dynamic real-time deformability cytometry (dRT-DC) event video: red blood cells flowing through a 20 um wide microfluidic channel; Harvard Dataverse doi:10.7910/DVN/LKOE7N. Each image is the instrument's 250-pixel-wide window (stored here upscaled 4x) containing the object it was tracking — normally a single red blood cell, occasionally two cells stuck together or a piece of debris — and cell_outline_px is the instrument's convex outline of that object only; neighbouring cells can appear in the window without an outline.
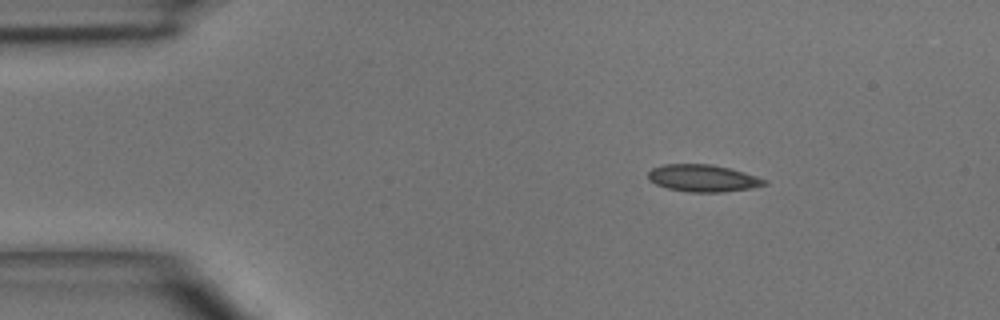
{"species": "common noctule bat (a hibernating species)", "species_latin": "Nyctalus noctula", "temperature_condition": "room temperature", "stored_images_in_passage": 6, "camera_frame_rate_fps": 3000, "um_per_image_px": 0.085, "animal": {"sex": "male", "body_mass_g": 15.6}, "frame": {"image": 1, "passage_image": 1, "time_ms": 0.0, "image_size_px": [1000, 320], "cell_outline_px": [[768, 184], [752, 188], [724, 192], [688, 192], [668, 188], [656, 184], [648, 180], [648, 172], [652, 168], [664, 164], [708, 164], [728, 168], [744, 172], [768, 180]], "centroid_in_image_um": [59.76, 15.15], "position_along_channel_um": 25.2, "area_um2": 18.38}}
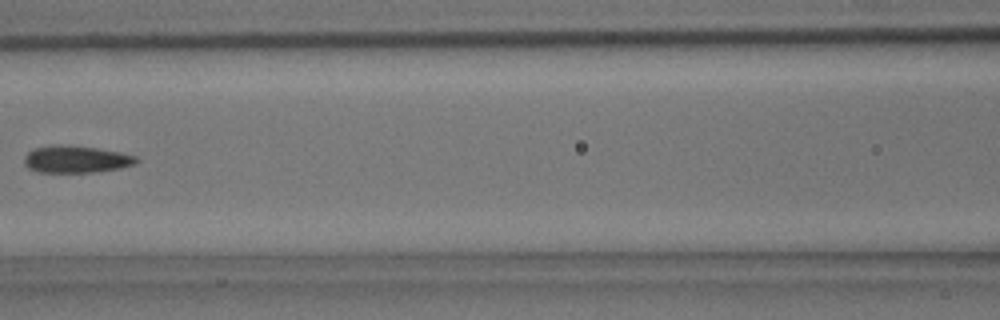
{"frame": {"image": 2, "passage_image": 5, "time_ms": 4.667, "image_size_px": [1000, 320], "cell_outline_px": [[140, 160], [136, 164], [120, 168], [92, 172], [40, 172], [28, 168], [24, 164], [24, 156], [32, 148], [52, 144], [60, 144], [100, 148], [120, 152], [136, 156]], "centroid_in_image_um": [6.46, 13.52], "position_along_channel_um": 160.1, "area_um2": 17.98}}
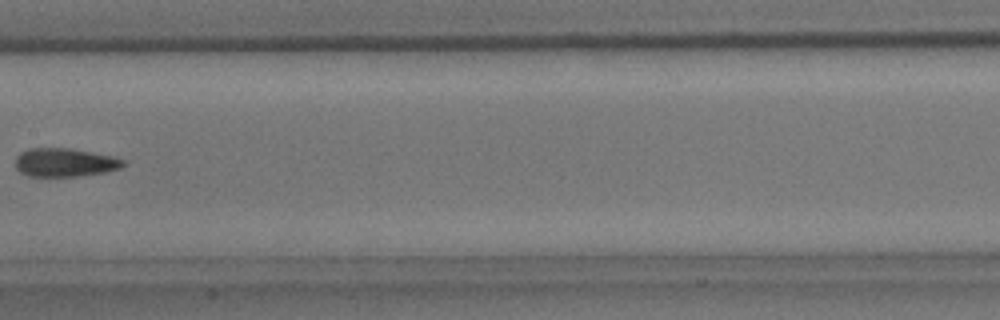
{"frame": {"image": 3, "passage_image": 6, "time_ms": 5.667, "image_size_px": [1000, 320], "cell_outline_px": [[124, 164], [120, 168], [104, 172], [76, 176], [28, 176], [20, 172], [16, 168], [16, 156], [20, 152], [28, 148], [68, 148], [92, 152], [112, 156], [124, 160]], "centroid_in_image_um": [5.47, 13.8], "position_along_channel_um": 201.9, "area_um2": 17.8}}